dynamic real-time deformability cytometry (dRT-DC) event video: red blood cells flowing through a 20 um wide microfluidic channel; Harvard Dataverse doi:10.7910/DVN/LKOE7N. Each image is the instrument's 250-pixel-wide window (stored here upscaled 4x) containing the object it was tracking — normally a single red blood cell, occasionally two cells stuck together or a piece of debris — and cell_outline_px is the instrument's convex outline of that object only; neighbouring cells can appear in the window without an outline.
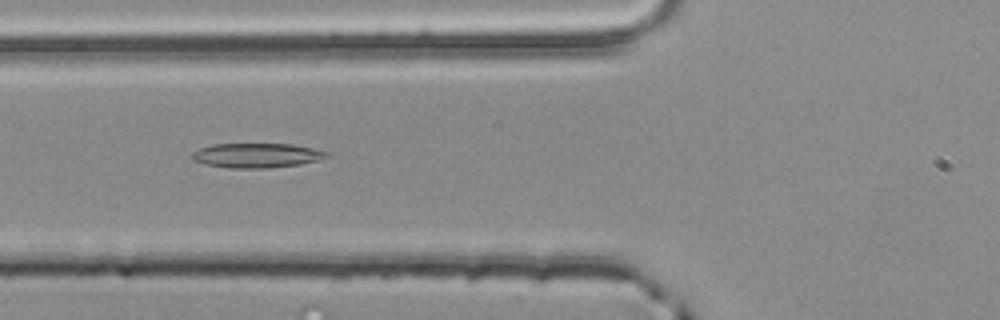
{"species": "common noctule bat (a hibernating species)", "species_latin": "Nyctalus noctula", "temperature_condition": "room temperature", "stored_images_in_passage": 54, "segment_of_instrument_passage": [2, 2], "camera_frame_rate_fps": 3000, "um_per_image_px": 0.085, "animal": {"sex": "male", "body_mass_g": 20.4}, "frame": {"image": 1, "passage_image": 21, "time_ms": 6.667, "image_size_px": [1000, 320], "cell_outline_px": [[328, 156], [316, 160], [300, 164], [268, 168], [232, 168], [204, 164], [192, 160], [192, 152], [200, 148], [212, 144], [292, 144], [312, 148], [328, 152]], "centroid_in_image_um": [21.77, 13.21], "position_along_channel_um": 104.0, "area_um2": 19.13}}
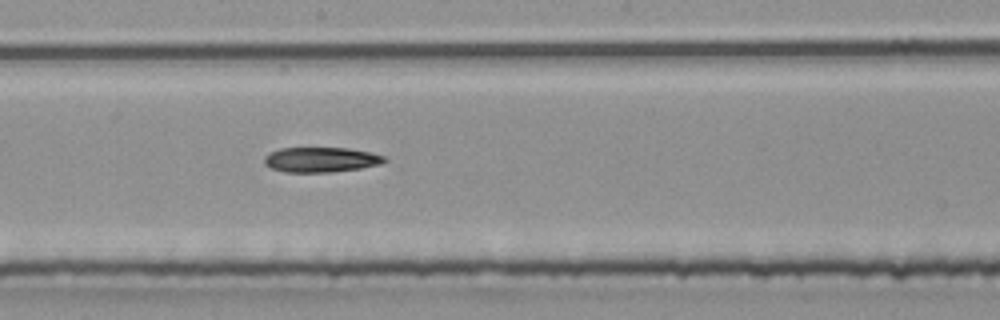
{"frame": {"image": 2, "passage_image": 30, "time_ms": 9.667, "image_size_px": [1000, 320], "cell_outline_px": [[388, 160], [380, 164], [360, 168], [332, 172], [284, 172], [272, 168], [264, 164], [264, 156], [268, 152], [280, 148], [348, 148], [368, 152], [384, 156]], "centroid_in_image_um": [27.24, 13.57], "position_along_channel_um": 221.0, "area_um2": 17.51}}
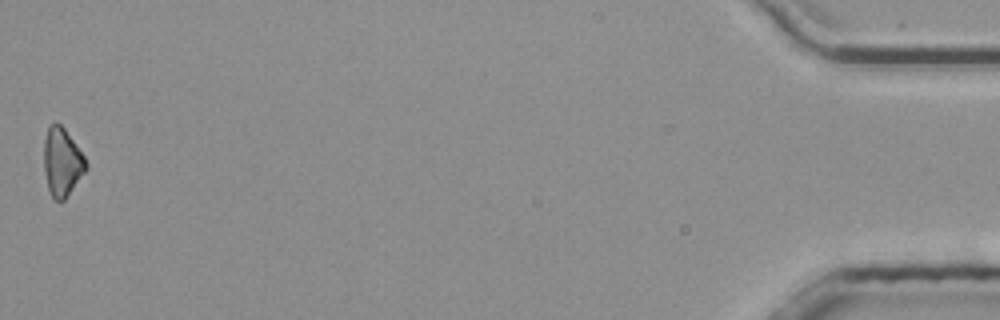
{"frame": {"image": 3, "passage_image": 54, "time_ms": 17.667, "image_size_px": [1000, 320], "cell_outline_px": [[88, 168], [64, 200], [56, 200], [52, 196], [48, 188], [44, 172], [44, 140], [48, 124], [56, 120], [64, 128], [84, 156], [88, 164]], "centroid_in_image_um": [5.26, 13.73], "position_along_channel_um": 429.9, "area_um2": 16.76}}